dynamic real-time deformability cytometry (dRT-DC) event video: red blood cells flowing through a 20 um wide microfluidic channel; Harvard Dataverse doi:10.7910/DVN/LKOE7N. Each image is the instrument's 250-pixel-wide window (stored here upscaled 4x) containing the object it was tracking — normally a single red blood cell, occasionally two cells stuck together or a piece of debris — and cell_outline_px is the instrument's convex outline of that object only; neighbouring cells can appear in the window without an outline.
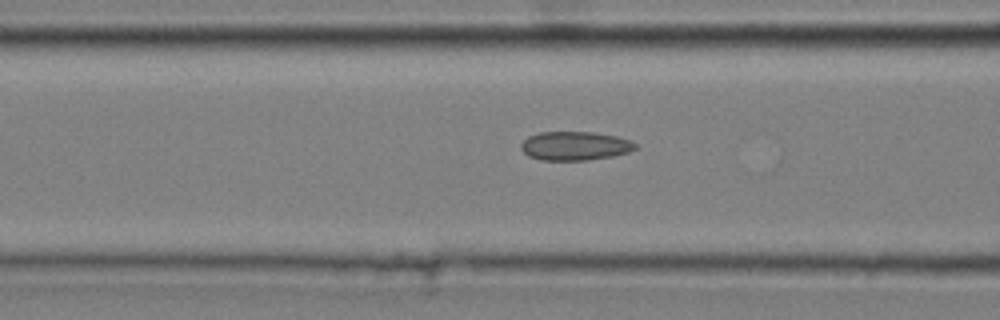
{"species": "common noctule bat (a hibernating species)", "species_latin": "Nyctalus noctula", "temperature_condition": "cold", "stored_images_in_passage": 40, "camera_frame_rate_fps": 3000, "um_per_image_px": 0.085, "animal": {"sex": "male", "body_mass_g": 20.4}, "frame": {"image": 1, "passage_image": 17, "time_ms": 5.333, "image_size_px": [1000, 320], "cell_outline_px": [[636, 148], [628, 152], [612, 156], [588, 160], [540, 160], [528, 156], [520, 148], [520, 144], [528, 136], [540, 132], [592, 132], [616, 136], [628, 140], [636, 144]], "centroid_in_image_um": [48.83, 12.4], "position_along_channel_um": 117.8, "area_um2": 19.13}}
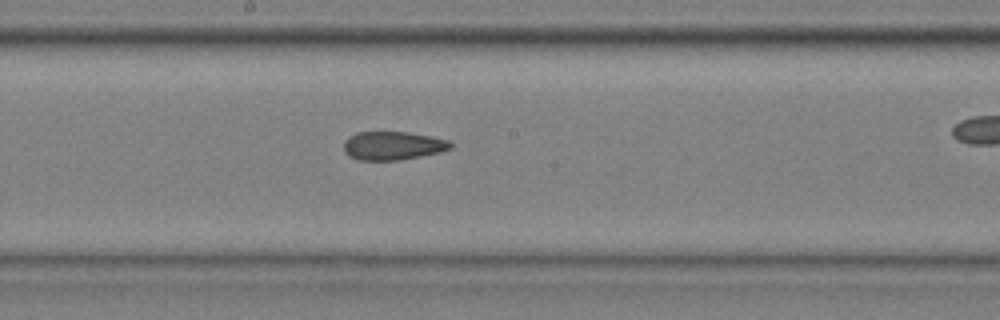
{"frame": {"image": 2, "passage_image": 25, "time_ms": 8.0, "image_size_px": [1000, 320], "cell_outline_px": [[452, 148], [440, 152], [400, 160], [356, 160], [348, 156], [344, 152], [344, 140], [348, 136], [356, 132], [408, 132], [432, 136], [448, 140], [452, 144]], "centroid_in_image_um": [33.36, 12.38], "position_along_channel_um": 214.8, "area_um2": 17.92}}
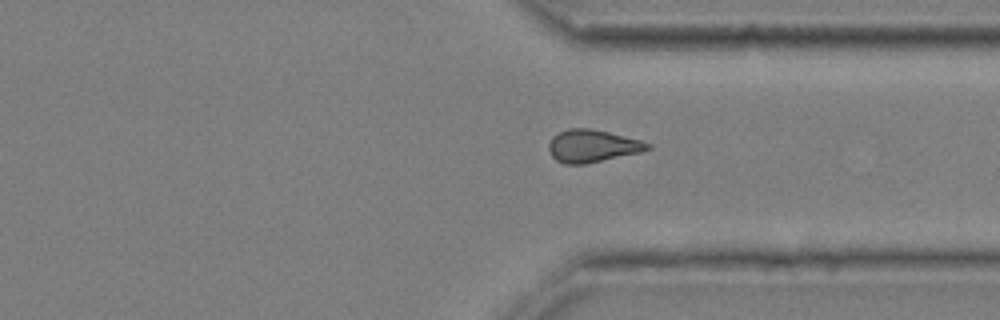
{"frame": {"image": 3, "passage_image": 37, "time_ms": 12.0, "image_size_px": [1000, 320], "cell_outline_px": [[652, 148], [640, 152], [584, 164], [564, 164], [556, 160], [552, 156], [548, 148], [548, 144], [552, 136], [568, 128], [592, 128], [640, 140], [652, 144]], "centroid_in_image_um": [50.33, 12.4], "position_along_channel_um": 361.1, "area_um2": 18.67}}